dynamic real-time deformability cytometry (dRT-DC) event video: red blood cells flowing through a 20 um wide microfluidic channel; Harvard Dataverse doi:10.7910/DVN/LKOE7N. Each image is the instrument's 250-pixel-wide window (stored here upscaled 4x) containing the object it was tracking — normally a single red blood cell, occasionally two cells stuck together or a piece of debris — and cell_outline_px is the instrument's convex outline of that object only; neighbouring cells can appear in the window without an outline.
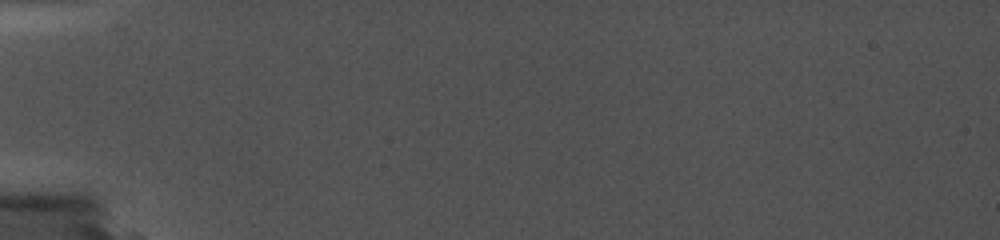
{"species": "common noctule bat (a hibernating species)", "species_latin": "Nyctalus noctula", "temperature_condition": "cold", "stored_images_in_passage": 1, "camera_frame_rate_fps": 5000, "um_per_image_px": 0.085, "animal": {"sex": "female", "body_mass_g": 19.0, "forearm_length_mm": 56.7}, "frame": {"image": 1, "passage_image": 1, "time_ms": 0.0, "image_size_px": [1000, 240], "cell_outline_px": [[668, 136], [656, 140], [528, 136], [520, 132], [516, 128], [636, 128], [668, 132]], "centroid_in_image_um": [50.67, 11.32], "position_along_channel_um": 34.3, "area_um2": 10.06}}